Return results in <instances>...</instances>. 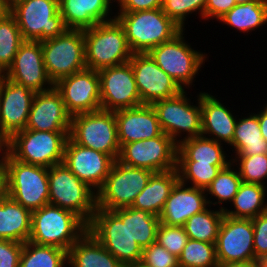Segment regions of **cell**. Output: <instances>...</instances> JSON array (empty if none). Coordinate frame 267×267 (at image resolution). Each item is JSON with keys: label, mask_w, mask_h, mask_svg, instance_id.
Returning a JSON list of instances; mask_svg holds the SVG:
<instances>
[{"label": "cell", "mask_w": 267, "mask_h": 267, "mask_svg": "<svg viewBox=\"0 0 267 267\" xmlns=\"http://www.w3.org/2000/svg\"><path fill=\"white\" fill-rule=\"evenodd\" d=\"M87 231L123 265L140 263L143 249L130 236L129 207L117 210L97 208Z\"/></svg>", "instance_id": "cell-1"}, {"label": "cell", "mask_w": 267, "mask_h": 267, "mask_svg": "<svg viewBox=\"0 0 267 267\" xmlns=\"http://www.w3.org/2000/svg\"><path fill=\"white\" fill-rule=\"evenodd\" d=\"M128 45L133 53H148L152 48L172 40L182 29L162 8L137 12H116Z\"/></svg>", "instance_id": "cell-2"}, {"label": "cell", "mask_w": 267, "mask_h": 267, "mask_svg": "<svg viewBox=\"0 0 267 267\" xmlns=\"http://www.w3.org/2000/svg\"><path fill=\"white\" fill-rule=\"evenodd\" d=\"M87 229L88 225L75 213L47 204L32 212L29 241L68 251Z\"/></svg>", "instance_id": "cell-3"}, {"label": "cell", "mask_w": 267, "mask_h": 267, "mask_svg": "<svg viewBox=\"0 0 267 267\" xmlns=\"http://www.w3.org/2000/svg\"><path fill=\"white\" fill-rule=\"evenodd\" d=\"M86 68L99 71L129 62L133 55L116 18L84 29Z\"/></svg>", "instance_id": "cell-4"}, {"label": "cell", "mask_w": 267, "mask_h": 267, "mask_svg": "<svg viewBox=\"0 0 267 267\" xmlns=\"http://www.w3.org/2000/svg\"><path fill=\"white\" fill-rule=\"evenodd\" d=\"M48 180L49 204L75 213L88 225L97 209V193L63 162L48 168Z\"/></svg>", "instance_id": "cell-5"}, {"label": "cell", "mask_w": 267, "mask_h": 267, "mask_svg": "<svg viewBox=\"0 0 267 267\" xmlns=\"http://www.w3.org/2000/svg\"><path fill=\"white\" fill-rule=\"evenodd\" d=\"M8 11L15 17L24 40L41 42L67 29L60 14L59 0H16Z\"/></svg>", "instance_id": "cell-6"}, {"label": "cell", "mask_w": 267, "mask_h": 267, "mask_svg": "<svg viewBox=\"0 0 267 267\" xmlns=\"http://www.w3.org/2000/svg\"><path fill=\"white\" fill-rule=\"evenodd\" d=\"M185 30H182L172 40L152 48L148 54L156 64L179 86L185 90L194 85L199 70L203 67L207 54L194 50L185 40ZM191 85V86H190Z\"/></svg>", "instance_id": "cell-7"}, {"label": "cell", "mask_w": 267, "mask_h": 267, "mask_svg": "<svg viewBox=\"0 0 267 267\" xmlns=\"http://www.w3.org/2000/svg\"><path fill=\"white\" fill-rule=\"evenodd\" d=\"M74 143L118 159L120 145L115 112L97 110L72 116L68 136Z\"/></svg>", "instance_id": "cell-8"}, {"label": "cell", "mask_w": 267, "mask_h": 267, "mask_svg": "<svg viewBox=\"0 0 267 267\" xmlns=\"http://www.w3.org/2000/svg\"><path fill=\"white\" fill-rule=\"evenodd\" d=\"M43 61L49 79L61 78L86 69L84 31L66 29L61 35L41 41Z\"/></svg>", "instance_id": "cell-9"}, {"label": "cell", "mask_w": 267, "mask_h": 267, "mask_svg": "<svg viewBox=\"0 0 267 267\" xmlns=\"http://www.w3.org/2000/svg\"><path fill=\"white\" fill-rule=\"evenodd\" d=\"M69 132L23 129L11 137L10 155L24 163L50 168L64 161Z\"/></svg>", "instance_id": "cell-10"}, {"label": "cell", "mask_w": 267, "mask_h": 267, "mask_svg": "<svg viewBox=\"0 0 267 267\" xmlns=\"http://www.w3.org/2000/svg\"><path fill=\"white\" fill-rule=\"evenodd\" d=\"M5 171L7 195L31 212L49 204L48 168L9 156Z\"/></svg>", "instance_id": "cell-11"}, {"label": "cell", "mask_w": 267, "mask_h": 267, "mask_svg": "<svg viewBox=\"0 0 267 267\" xmlns=\"http://www.w3.org/2000/svg\"><path fill=\"white\" fill-rule=\"evenodd\" d=\"M186 91L183 90L172 98L158 100L151 104L163 133L177 144L182 140L201 136L202 133L201 91L197 95L196 105H193L194 102H191L190 97L188 98Z\"/></svg>", "instance_id": "cell-12"}, {"label": "cell", "mask_w": 267, "mask_h": 267, "mask_svg": "<svg viewBox=\"0 0 267 267\" xmlns=\"http://www.w3.org/2000/svg\"><path fill=\"white\" fill-rule=\"evenodd\" d=\"M153 174L151 170L127 166L115 160L104 185L97 192V208L117 210L131 207Z\"/></svg>", "instance_id": "cell-13"}, {"label": "cell", "mask_w": 267, "mask_h": 267, "mask_svg": "<svg viewBox=\"0 0 267 267\" xmlns=\"http://www.w3.org/2000/svg\"><path fill=\"white\" fill-rule=\"evenodd\" d=\"M178 144L165 133L152 138L123 144L118 161L124 165L154 173L177 168Z\"/></svg>", "instance_id": "cell-14"}, {"label": "cell", "mask_w": 267, "mask_h": 267, "mask_svg": "<svg viewBox=\"0 0 267 267\" xmlns=\"http://www.w3.org/2000/svg\"><path fill=\"white\" fill-rule=\"evenodd\" d=\"M97 72L100 79L101 108L103 110L115 112L143 105L130 62L106 67Z\"/></svg>", "instance_id": "cell-15"}, {"label": "cell", "mask_w": 267, "mask_h": 267, "mask_svg": "<svg viewBox=\"0 0 267 267\" xmlns=\"http://www.w3.org/2000/svg\"><path fill=\"white\" fill-rule=\"evenodd\" d=\"M131 63L142 104L172 98L183 89L165 73L148 53H133Z\"/></svg>", "instance_id": "cell-16"}, {"label": "cell", "mask_w": 267, "mask_h": 267, "mask_svg": "<svg viewBox=\"0 0 267 267\" xmlns=\"http://www.w3.org/2000/svg\"><path fill=\"white\" fill-rule=\"evenodd\" d=\"M71 116L101 108L100 79L96 70L84 69L54 84Z\"/></svg>", "instance_id": "cell-17"}, {"label": "cell", "mask_w": 267, "mask_h": 267, "mask_svg": "<svg viewBox=\"0 0 267 267\" xmlns=\"http://www.w3.org/2000/svg\"><path fill=\"white\" fill-rule=\"evenodd\" d=\"M252 219L224 215L215 243L218 264L257 260Z\"/></svg>", "instance_id": "cell-18"}, {"label": "cell", "mask_w": 267, "mask_h": 267, "mask_svg": "<svg viewBox=\"0 0 267 267\" xmlns=\"http://www.w3.org/2000/svg\"><path fill=\"white\" fill-rule=\"evenodd\" d=\"M63 163L97 193L104 185L114 160L105 153L74 143L68 137Z\"/></svg>", "instance_id": "cell-19"}, {"label": "cell", "mask_w": 267, "mask_h": 267, "mask_svg": "<svg viewBox=\"0 0 267 267\" xmlns=\"http://www.w3.org/2000/svg\"><path fill=\"white\" fill-rule=\"evenodd\" d=\"M7 78L36 93L54 87L46 73L41 42L25 40L21 44L7 70Z\"/></svg>", "instance_id": "cell-20"}, {"label": "cell", "mask_w": 267, "mask_h": 267, "mask_svg": "<svg viewBox=\"0 0 267 267\" xmlns=\"http://www.w3.org/2000/svg\"><path fill=\"white\" fill-rule=\"evenodd\" d=\"M36 92L8 78L0 85L2 131L10 138L26 128Z\"/></svg>", "instance_id": "cell-21"}, {"label": "cell", "mask_w": 267, "mask_h": 267, "mask_svg": "<svg viewBox=\"0 0 267 267\" xmlns=\"http://www.w3.org/2000/svg\"><path fill=\"white\" fill-rule=\"evenodd\" d=\"M71 119L60 93L53 87L35 94L25 129L70 131Z\"/></svg>", "instance_id": "cell-22"}, {"label": "cell", "mask_w": 267, "mask_h": 267, "mask_svg": "<svg viewBox=\"0 0 267 267\" xmlns=\"http://www.w3.org/2000/svg\"><path fill=\"white\" fill-rule=\"evenodd\" d=\"M208 207L204 189L192 187L178 180L164 204L159 220L160 223L169 226H184L191 216L203 212Z\"/></svg>", "instance_id": "cell-23"}, {"label": "cell", "mask_w": 267, "mask_h": 267, "mask_svg": "<svg viewBox=\"0 0 267 267\" xmlns=\"http://www.w3.org/2000/svg\"><path fill=\"white\" fill-rule=\"evenodd\" d=\"M120 147L123 144L155 138L163 133L152 105L115 111Z\"/></svg>", "instance_id": "cell-24"}, {"label": "cell", "mask_w": 267, "mask_h": 267, "mask_svg": "<svg viewBox=\"0 0 267 267\" xmlns=\"http://www.w3.org/2000/svg\"><path fill=\"white\" fill-rule=\"evenodd\" d=\"M208 92H201V135L226 145L232 142L237 116ZM207 135V136H206Z\"/></svg>", "instance_id": "cell-25"}, {"label": "cell", "mask_w": 267, "mask_h": 267, "mask_svg": "<svg viewBox=\"0 0 267 267\" xmlns=\"http://www.w3.org/2000/svg\"><path fill=\"white\" fill-rule=\"evenodd\" d=\"M59 10L67 29L84 30L115 18L105 0H59Z\"/></svg>", "instance_id": "cell-26"}, {"label": "cell", "mask_w": 267, "mask_h": 267, "mask_svg": "<svg viewBox=\"0 0 267 267\" xmlns=\"http://www.w3.org/2000/svg\"><path fill=\"white\" fill-rule=\"evenodd\" d=\"M179 180L176 169L154 173L145 188L136 196L132 208L148 211L158 216L174 185Z\"/></svg>", "instance_id": "cell-27"}, {"label": "cell", "mask_w": 267, "mask_h": 267, "mask_svg": "<svg viewBox=\"0 0 267 267\" xmlns=\"http://www.w3.org/2000/svg\"><path fill=\"white\" fill-rule=\"evenodd\" d=\"M97 239L86 231L68 250V267H122Z\"/></svg>", "instance_id": "cell-28"}, {"label": "cell", "mask_w": 267, "mask_h": 267, "mask_svg": "<svg viewBox=\"0 0 267 267\" xmlns=\"http://www.w3.org/2000/svg\"><path fill=\"white\" fill-rule=\"evenodd\" d=\"M31 220L32 212L7 195L0 203V239L29 241Z\"/></svg>", "instance_id": "cell-29"}, {"label": "cell", "mask_w": 267, "mask_h": 267, "mask_svg": "<svg viewBox=\"0 0 267 267\" xmlns=\"http://www.w3.org/2000/svg\"><path fill=\"white\" fill-rule=\"evenodd\" d=\"M224 149L223 143L202 135L188 138L178 144L177 161H198L226 167L232 160L227 159L230 156Z\"/></svg>", "instance_id": "cell-30"}, {"label": "cell", "mask_w": 267, "mask_h": 267, "mask_svg": "<svg viewBox=\"0 0 267 267\" xmlns=\"http://www.w3.org/2000/svg\"><path fill=\"white\" fill-rule=\"evenodd\" d=\"M249 114L243 118L238 116L236 121L233 139L229 144L236 156L267 154V141L260 131L258 112Z\"/></svg>", "instance_id": "cell-31"}, {"label": "cell", "mask_w": 267, "mask_h": 267, "mask_svg": "<svg viewBox=\"0 0 267 267\" xmlns=\"http://www.w3.org/2000/svg\"><path fill=\"white\" fill-rule=\"evenodd\" d=\"M267 186L242 182L232 200V209L223 210L224 215L232 218L253 219L267 212Z\"/></svg>", "instance_id": "cell-32"}, {"label": "cell", "mask_w": 267, "mask_h": 267, "mask_svg": "<svg viewBox=\"0 0 267 267\" xmlns=\"http://www.w3.org/2000/svg\"><path fill=\"white\" fill-rule=\"evenodd\" d=\"M218 21L248 34L267 24V0L236 4Z\"/></svg>", "instance_id": "cell-33"}, {"label": "cell", "mask_w": 267, "mask_h": 267, "mask_svg": "<svg viewBox=\"0 0 267 267\" xmlns=\"http://www.w3.org/2000/svg\"><path fill=\"white\" fill-rule=\"evenodd\" d=\"M68 251L31 241L23 243L19 267H67Z\"/></svg>", "instance_id": "cell-34"}, {"label": "cell", "mask_w": 267, "mask_h": 267, "mask_svg": "<svg viewBox=\"0 0 267 267\" xmlns=\"http://www.w3.org/2000/svg\"><path fill=\"white\" fill-rule=\"evenodd\" d=\"M242 182L235 164L232 162L229 163L225 168L220 170L218 175L205 190L209 206H218L219 204V209L224 210L225 207L224 205L222 207L221 204H224V202L225 204L228 202V204H231ZM209 195L211 196L210 198L208 197ZM212 196L216 201L215 199L213 201L211 200Z\"/></svg>", "instance_id": "cell-35"}, {"label": "cell", "mask_w": 267, "mask_h": 267, "mask_svg": "<svg viewBox=\"0 0 267 267\" xmlns=\"http://www.w3.org/2000/svg\"><path fill=\"white\" fill-rule=\"evenodd\" d=\"M211 209V206H209L203 212L194 214L185 222L183 227L190 239L216 243L224 212L219 208Z\"/></svg>", "instance_id": "cell-36"}, {"label": "cell", "mask_w": 267, "mask_h": 267, "mask_svg": "<svg viewBox=\"0 0 267 267\" xmlns=\"http://www.w3.org/2000/svg\"><path fill=\"white\" fill-rule=\"evenodd\" d=\"M15 17L7 11L0 17V65L8 70L24 42Z\"/></svg>", "instance_id": "cell-37"}, {"label": "cell", "mask_w": 267, "mask_h": 267, "mask_svg": "<svg viewBox=\"0 0 267 267\" xmlns=\"http://www.w3.org/2000/svg\"><path fill=\"white\" fill-rule=\"evenodd\" d=\"M160 225L158 216L148 211L129 207L130 236L142 247H148L156 242L157 229Z\"/></svg>", "instance_id": "cell-38"}, {"label": "cell", "mask_w": 267, "mask_h": 267, "mask_svg": "<svg viewBox=\"0 0 267 267\" xmlns=\"http://www.w3.org/2000/svg\"><path fill=\"white\" fill-rule=\"evenodd\" d=\"M223 168L225 167H218L210 163H198V161H177L179 180L184 184L204 190Z\"/></svg>", "instance_id": "cell-39"}, {"label": "cell", "mask_w": 267, "mask_h": 267, "mask_svg": "<svg viewBox=\"0 0 267 267\" xmlns=\"http://www.w3.org/2000/svg\"><path fill=\"white\" fill-rule=\"evenodd\" d=\"M178 264L179 267H218L215 244L189 238Z\"/></svg>", "instance_id": "cell-40"}, {"label": "cell", "mask_w": 267, "mask_h": 267, "mask_svg": "<svg viewBox=\"0 0 267 267\" xmlns=\"http://www.w3.org/2000/svg\"><path fill=\"white\" fill-rule=\"evenodd\" d=\"M232 156L231 162L236 164L243 182L267 186V154Z\"/></svg>", "instance_id": "cell-41"}, {"label": "cell", "mask_w": 267, "mask_h": 267, "mask_svg": "<svg viewBox=\"0 0 267 267\" xmlns=\"http://www.w3.org/2000/svg\"><path fill=\"white\" fill-rule=\"evenodd\" d=\"M206 3L207 0H163L162 11L171 18L179 28L185 30V21L191 14H199L200 18L204 20Z\"/></svg>", "instance_id": "cell-42"}, {"label": "cell", "mask_w": 267, "mask_h": 267, "mask_svg": "<svg viewBox=\"0 0 267 267\" xmlns=\"http://www.w3.org/2000/svg\"><path fill=\"white\" fill-rule=\"evenodd\" d=\"M188 240L189 237L183 226H169L160 223L157 229L156 242L177 258L181 255Z\"/></svg>", "instance_id": "cell-43"}, {"label": "cell", "mask_w": 267, "mask_h": 267, "mask_svg": "<svg viewBox=\"0 0 267 267\" xmlns=\"http://www.w3.org/2000/svg\"><path fill=\"white\" fill-rule=\"evenodd\" d=\"M140 263L145 267H179L178 258L157 242L143 249Z\"/></svg>", "instance_id": "cell-44"}, {"label": "cell", "mask_w": 267, "mask_h": 267, "mask_svg": "<svg viewBox=\"0 0 267 267\" xmlns=\"http://www.w3.org/2000/svg\"><path fill=\"white\" fill-rule=\"evenodd\" d=\"M254 236L253 245L255 258L267 260V212L259 214L252 219Z\"/></svg>", "instance_id": "cell-45"}, {"label": "cell", "mask_w": 267, "mask_h": 267, "mask_svg": "<svg viewBox=\"0 0 267 267\" xmlns=\"http://www.w3.org/2000/svg\"><path fill=\"white\" fill-rule=\"evenodd\" d=\"M23 243L0 239V267H19Z\"/></svg>", "instance_id": "cell-46"}, {"label": "cell", "mask_w": 267, "mask_h": 267, "mask_svg": "<svg viewBox=\"0 0 267 267\" xmlns=\"http://www.w3.org/2000/svg\"><path fill=\"white\" fill-rule=\"evenodd\" d=\"M236 5L235 0H207L204 12V20H220Z\"/></svg>", "instance_id": "cell-47"}, {"label": "cell", "mask_w": 267, "mask_h": 267, "mask_svg": "<svg viewBox=\"0 0 267 267\" xmlns=\"http://www.w3.org/2000/svg\"><path fill=\"white\" fill-rule=\"evenodd\" d=\"M163 0H124L117 12H137L162 8Z\"/></svg>", "instance_id": "cell-48"}, {"label": "cell", "mask_w": 267, "mask_h": 267, "mask_svg": "<svg viewBox=\"0 0 267 267\" xmlns=\"http://www.w3.org/2000/svg\"><path fill=\"white\" fill-rule=\"evenodd\" d=\"M11 138L2 130H0V167H5L10 156Z\"/></svg>", "instance_id": "cell-49"}, {"label": "cell", "mask_w": 267, "mask_h": 267, "mask_svg": "<svg viewBox=\"0 0 267 267\" xmlns=\"http://www.w3.org/2000/svg\"><path fill=\"white\" fill-rule=\"evenodd\" d=\"M218 267H263V261L252 260L245 262H230L218 264Z\"/></svg>", "instance_id": "cell-50"}, {"label": "cell", "mask_w": 267, "mask_h": 267, "mask_svg": "<svg viewBox=\"0 0 267 267\" xmlns=\"http://www.w3.org/2000/svg\"><path fill=\"white\" fill-rule=\"evenodd\" d=\"M258 120L262 137L267 141V106L263 105L262 110L258 111Z\"/></svg>", "instance_id": "cell-51"}, {"label": "cell", "mask_w": 267, "mask_h": 267, "mask_svg": "<svg viewBox=\"0 0 267 267\" xmlns=\"http://www.w3.org/2000/svg\"><path fill=\"white\" fill-rule=\"evenodd\" d=\"M7 196V176L5 167H0V203Z\"/></svg>", "instance_id": "cell-52"}, {"label": "cell", "mask_w": 267, "mask_h": 267, "mask_svg": "<svg viewBox=\"0 0 267 267\" xmlns=\"http://www.w3.org/2000/svg\"><path fill=\"white\" fill-rule=\"evenodd\" d=\"M9 9L6 0H0V17H2Z\"/></svg>", "instance_id": "cell-53"}, {"label": "cell", "mask_w": 267, "mask_h": 267, "mask_svg": "<svg viewBox=\"0 0 267 267\" xmlns=\"http://www.w3.org/2000/svg\"><path fill=\"white\" fill-rule=\"evenodd\" d=\"M6 78L7 70L0 65V85L6 80Z\"/></svg>", "instance_id": "cell-54"}, {"label": "cell", "mask_w": 267, "mask_h": 267, "mask_svg": "<svg viewBox=\"0 0 267 267\" xmlns=\"http://www.w3.org/2000/svg\"><path fill=\"white\" fill-rule=\"evenodd\" d=\"M124 0H105V2L110 6V7H114V4L112 3H116L118 4L117 6L120 8L122 3H123ZM113 5V6H112Z\"/></svg>", "instance_id": "cell-55"}, {"label": "cell", "mask_w": 267, "mask_h": 267, "mask_svg": "<svg viewBox=\"0 0 267 267\" xmlns=\"http://www.w3.org/2000/svg\"><path fill=\"white\" fill-rule=\"evenodd\" d=\"M122 267H145L141 263L124 264Z\"/></svg>", "instance_id": "cell-56"}, {"label": "cell", "mask_w": 267, "mask_h": 267, "mask_svg": "<svg viewBox=\"0 0 267 267\" xmlns=\"http://www.w3.org/2000/svg\"><path fill=\"white\" fill-rule=\"evenodd\" d=\"M252 1H255V0H235L236 4H245L248 2H252Z\"/></svg>", "instance_id": "cell-57"}, {"label": "cell", "mask_w": 267, "mask_h": 267, "mask_svg": "<svg viewBox=\"0 0 267 267\" xmlns=\"http://www.w3.org/2000/svg\"><path fill=\"white\" fill-rule=\"evenodd\" d=\"M6 1H7V4L9 6L13 1H16V0H6Z\"/></svg>", "instance_id": "cell-58"}, {"label": "cell", "mask_w": 267, "mask_h": 267, "mask_svg": "<svg viewBox=\"0 0 267 267\" xmlns=\"http://www.w3.org/2000/svg\"><path fill=\"white\" fill-rule=\"evenodd\" d=\"M0 109H1V97H0ZM0 130H2L1 120H0Z\"/></svg>", "instance_id": "cell-59"}, {"label": "cell", "mask_w": 267, "mask_h": 267, "mask_svg": "<svg viewBox=\"0 0 267 267\" xmlns=\"http://www.w3.org/2000/svg\"><path fill=\"white\" fill-rule=\"evenodd\" d=\"M263 267H267V260L263 261Z\"/></svg>", "instance_id": "cell-60"}]
</instances>
